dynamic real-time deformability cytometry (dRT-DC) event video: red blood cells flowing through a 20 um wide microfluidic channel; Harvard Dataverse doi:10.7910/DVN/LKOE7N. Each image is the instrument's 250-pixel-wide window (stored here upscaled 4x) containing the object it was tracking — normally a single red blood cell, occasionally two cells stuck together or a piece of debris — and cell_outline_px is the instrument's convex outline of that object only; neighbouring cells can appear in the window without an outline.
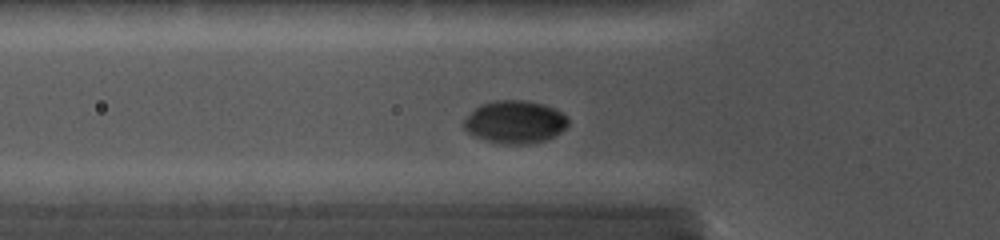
{"species": "common noctule bat (a hibernating species)", "species_latin": "Nyctalus noctula", "temperature_condition": "cold", "stored_images_in_passage": 12, "camera_frame_rate_fps": 5000, "um_per_image_px": 0.085, "animal": {"sex": "female", "body_mass_g": 19.0, "forearm_length_mm": 56.7}, "frame": {"image": 1, "passage_image": 2, "time_ms": 0.6, "image_size_px": [1000, 240], "cell_outline_px": [[568, 128], [544, 140], [532, 144], [500, 144], [484, 140], [472, 136], [464, 128], [464, 120], [476, 108], [484, 104], [500, 100], [520, 100], [540, 104], [552, 108], [560, 112], [568, 120]], "centroid_in_image_um": [43.76, 10.4], "position_along_channel_um": 82.0, "area_um2": 25.61}}
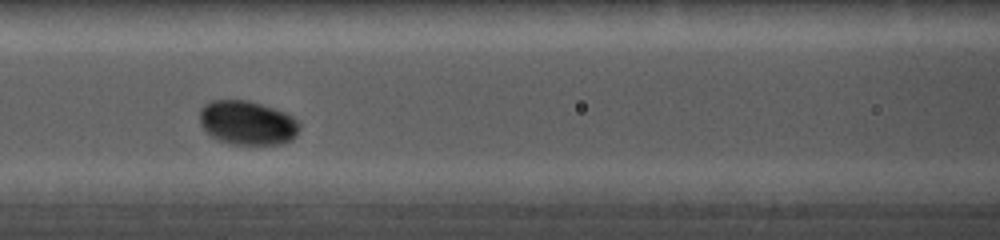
{"frame": {"image": 2, "passage_image": 5, "time_ms": 2.2, "image_size_px": [1000, 240], "cell_outline_px": [[300, 128], [296, 136], [292, 140], [280, 144], [228, 144], [216, 140], [208, 136], [200, 124], [200, 112], [204, 104], [212, 100], [244, 100], [260, 104], [284, 112], [292, 116], [300, 124]], "centroid_in_image_um": [21.0, 10.46], "position_along_channel_um": 145.6, "area_um2": 25.84}}